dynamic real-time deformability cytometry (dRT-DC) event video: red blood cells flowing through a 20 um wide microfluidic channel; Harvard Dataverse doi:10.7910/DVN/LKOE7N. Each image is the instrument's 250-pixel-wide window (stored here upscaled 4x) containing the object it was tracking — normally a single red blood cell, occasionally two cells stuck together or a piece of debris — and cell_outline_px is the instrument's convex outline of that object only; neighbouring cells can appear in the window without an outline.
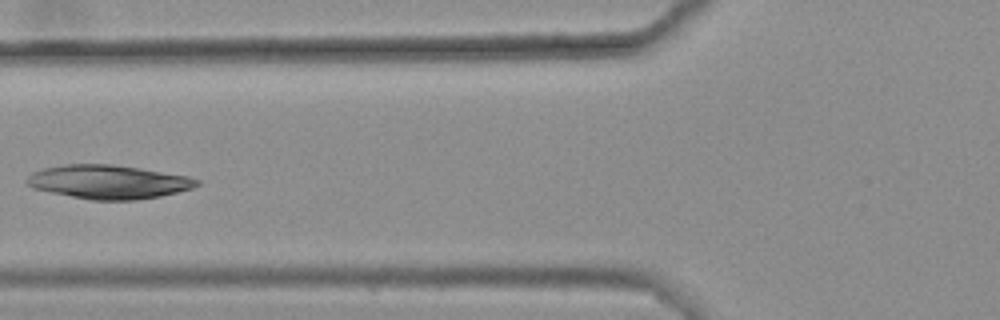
{"species": "common noctule bat (a hibernating species)", "species_latin": "Nyctalus noctula", "temperature_condition": "warm", "stored_images_in_passage": 7, "camera_frame_rate_fps": 3000, "um_per_image_px": 0.085, "animal": {"sex": "female", "body_mass_g": 25.1}, "frame": {"image": 1, "passage_image": 6, "time_ms": 1.667, "image_size_px": [1000, 320], "cell_outline_px": [[200, 184], [192, 188], [160, 196], [136, 200], [92, 200], [32, 188], [24, 180], [32, 172], [44, 168], [68, 164], [112, 164], [140, 168], [188, 176], [200, 180]], "centroid_in_image_um": [9.22, 15.46], "position_along_channel_um": 116.6, "area_um2": 33.29}}
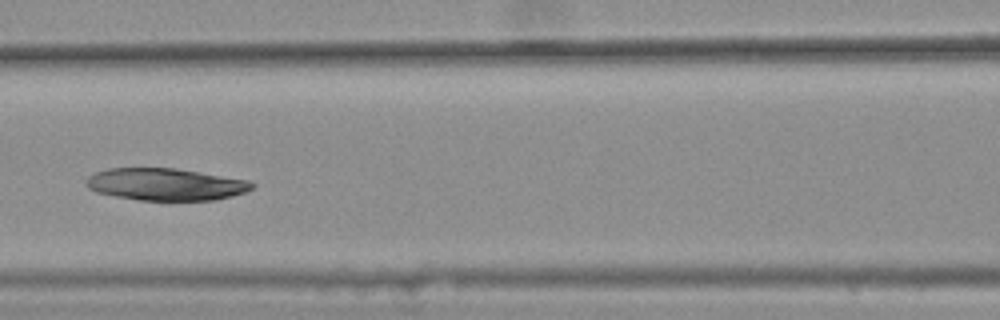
{"frame": {"image": 2, "passage_image": 7, "time_ms": 2.0, "image_size_px": [1000, 320], "cell_outline_px": [[256, 184], [252, 188], [244, 192], [232, 196], [216, 200], [140, 200], [116, 196], [96, 192], [88, 188], [84, 184], [84, 180], [88, 176], [96, 172], [108, 168], [176, 168], [248, 180]], "centroid_in_image_um": [14.05, 15.66], "position_along_channel_um": 152.6, "area_um2": 31.1}}